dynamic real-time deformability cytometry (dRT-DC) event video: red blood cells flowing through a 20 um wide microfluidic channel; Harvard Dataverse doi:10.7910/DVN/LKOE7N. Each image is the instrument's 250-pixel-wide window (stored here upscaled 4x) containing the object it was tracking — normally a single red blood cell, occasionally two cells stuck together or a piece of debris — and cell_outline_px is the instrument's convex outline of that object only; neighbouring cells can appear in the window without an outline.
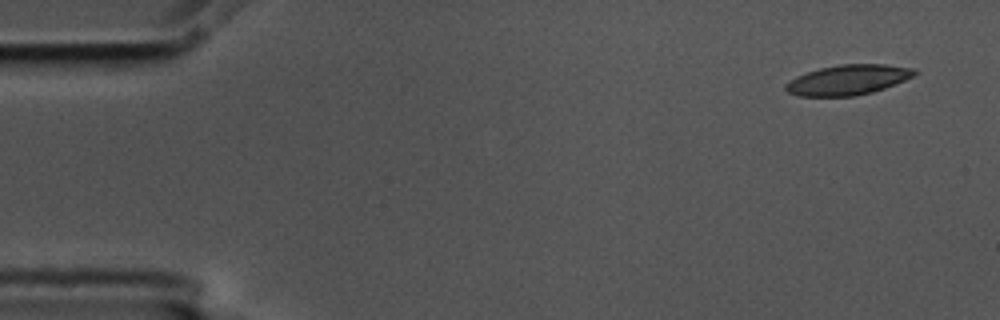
{"species": "common noctule bat (a hibernating species)", "species_latin": "Nyctalus noctula", "temperature_condition": "cold", "stored_images_in_passage": 4, "camera_frame_rate_fps": 3000, "um_per_image_px": 0.085, "animal": {"sex": "male", "body_mass_g": 17.5, "forearm_length_mm": 52.3}, "frame": {"image": 1, "passage_image": 1, "time_ms": 0.0, "image_size_px": [1000, 320], "cell_outline_px": [[920, 72], [904, 80], [884, 88], [872, 92], [852, 96], [796, 96], [788, 92], [784, 88], [784, 84], [796, 76], [820, 68], [840, 64], [884, 64], [912, 68]], "centroid_in_image_um": [72.05, 6.79], "position_along_channel_um": 13.0, "area_um2": 22.48}}